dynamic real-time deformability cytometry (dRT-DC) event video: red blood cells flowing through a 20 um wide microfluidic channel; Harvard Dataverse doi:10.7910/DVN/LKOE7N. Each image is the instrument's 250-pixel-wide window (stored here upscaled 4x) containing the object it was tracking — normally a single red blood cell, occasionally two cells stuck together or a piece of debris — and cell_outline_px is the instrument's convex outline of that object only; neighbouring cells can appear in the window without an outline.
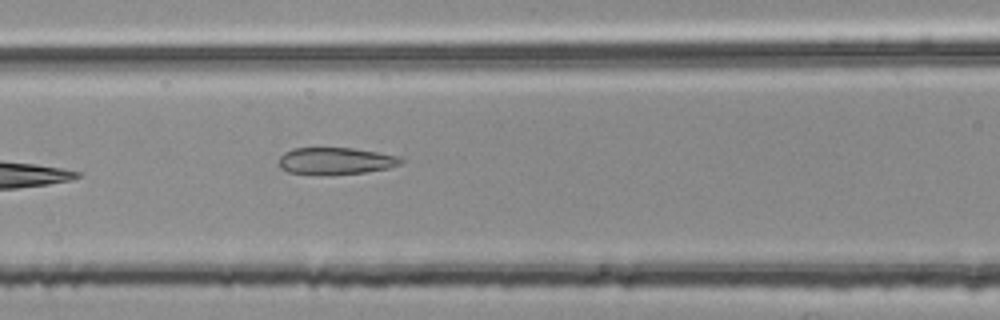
{"species": "common noctule bat (a hibernating species)", "species_latin": "Nyctalus noctula", "temperature_condition": "room temperature", "stored_images_in_passage": 6, "camera_frame_rate_fps": 3000, "um_per_image_px": 0.085, "animal": {"sex": "female", "body_mass_g": 25.1}, "frame": {"image": 1, "passage_image": 6, "time_ms": 1.667, "image_size_px": [1000, 320], "cell_outline_px": [[404, 164], [388, 168], [364, 172], [288, 172], [280, 168], [280, 156], [284, 152], [292, 148], [356, 148], [400, 156], [404, 160]], "centroid_in_image_um": [28.61, 13.63], "position_along_channel_um": 138.0, "area_um2": 18.5}}